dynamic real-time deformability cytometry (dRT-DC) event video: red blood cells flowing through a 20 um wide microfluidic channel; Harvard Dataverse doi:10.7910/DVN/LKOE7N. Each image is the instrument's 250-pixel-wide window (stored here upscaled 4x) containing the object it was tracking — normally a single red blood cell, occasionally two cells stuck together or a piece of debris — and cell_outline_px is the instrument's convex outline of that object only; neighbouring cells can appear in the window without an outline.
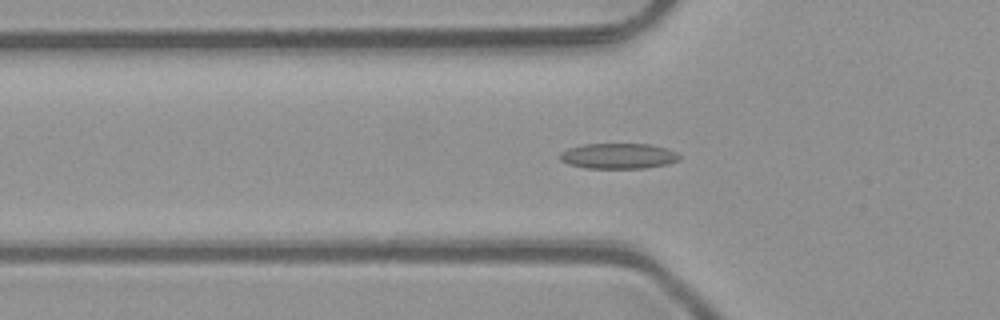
{"species": "common noctule bat (a hibernating species)", "species_latin": "Nyctalus noctula", "temperature_condition": "room temperature", "stored_images_in_passage": 39, "camera_frame_rate_fps": 3000, "um_per_image_px": 0.085, "animal": {"sex": "male", "body_mass_g": 23.1, "forearm_length_mm": 52.7}, "frame": {"image": 1, "passage_image": 5, "time_ms": 1.333, "image_size_px": [1000, 320], "cell_outline_px": [[680, 160], [668, 164], [644, 168], [584, 168], [568, 164], [560, 160], [560, 152], [568, 148], [584, 144], [648, 144], [668, 148], [676, 152], [680, 156]], "centroid_in_image_um": [52.56, 13.26], "position_along_channel_um": 73.2, "area_um2": 17.86}}
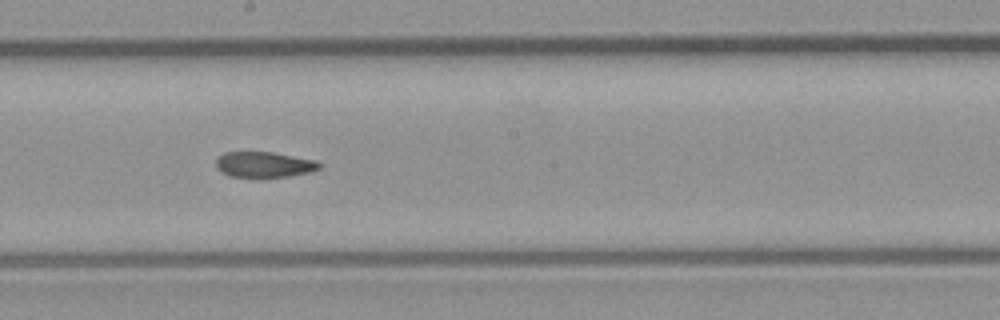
{"frame": {"image": 2, "passage_image": 16, "time_ms": 5.0, "image_size_px": [1000, 320], "cell_outline_px": [[320, 168], [312, 172], [288, 176], [228, 176], [216, 168], [216, 160], [224, 152], [272, 152], [316, 160], [320, 164]], "centroid_in_image_um": [22.46, 13.97], "position_along_channel_um": 225.7, "area_um2": 15.2}}
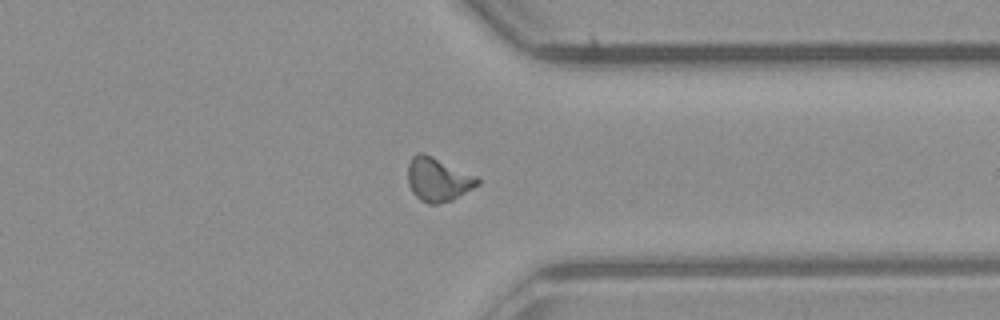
{"frame": {"image": 3, "passage_image": 27, "time_ms": 8.667, "image_size_px": [1000, 320], "cell_outline_px": [[480, 184], [460, 196], [452, 200], [436, 204], [428, 204], [420, 200], [412, 192], [408, 184], [408, 164], [412, 156], [416, 152], [420, 152], [432, 156], [476, 176], [480, 180]], "centroid_in_image_um": [37.21, 15.26], "position_along_channel_um": 374.2, "area_um2": 17.74}, "authors_computed_cell_mechanics": {"area_um2": 16.4152, "velocity_mm_per_s": 4.1374, "shape_relaxation_time_tau1_ms": null, "shape_relaxation_time_tau2_ms": 2.831, "deformation_change_tau1": null, "deformation_change_tau2": 0.0987}}